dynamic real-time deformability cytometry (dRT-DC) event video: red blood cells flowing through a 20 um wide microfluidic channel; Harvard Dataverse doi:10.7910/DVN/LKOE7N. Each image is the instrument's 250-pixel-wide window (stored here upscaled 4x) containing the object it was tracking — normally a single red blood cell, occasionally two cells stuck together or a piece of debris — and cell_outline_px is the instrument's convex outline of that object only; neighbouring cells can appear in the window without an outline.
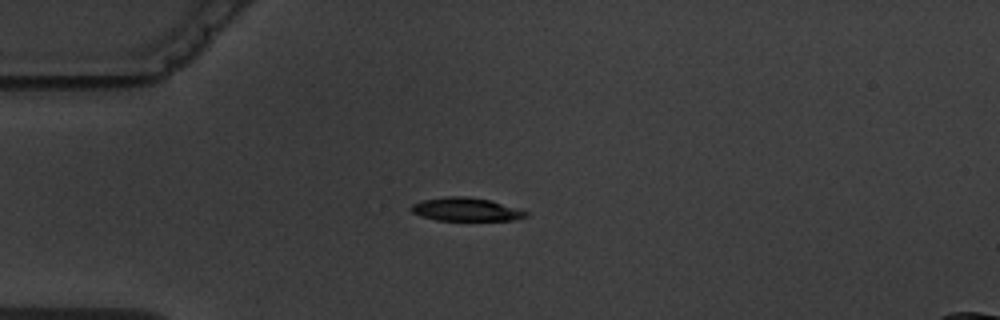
{"species": "common noctule bat (a hibernating species)", "species_latin": "Nyctalus noctula", "temperature_condition": "warm", "stored_images_in_passage": 6, "camera_frame_rate_fps": 3000, "um_per_image_px": 0.085, "animal": {"sex": "male", "body_mass_g": 19.5, "forearm_length_mm": 54.6}, "frame": {"image": 1, "passage_image": 6, "time_ms": 6.333, "image_size_px": [1000, 320], "cell_outline_px": [[528, 216], [516, 220], [436, 220], [420, 216], [412, 212], [408, 208], [412, 204], [424, 200], [444, 196], [468, 196], [488, 200], [528, 212]], "centroid_in_image_um": [39.55, 17.8], "position_along_channel_um": 45.5, "area_um2": 15.49}}